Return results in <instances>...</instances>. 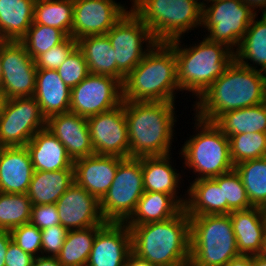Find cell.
<instances>
[{
  "mask_svg": "<svg viewBox=\"0 0 266 266\" xmlns=\"http://www.w3.org/2000/svg\"><path fill=\"white\" fill-rule=\"evenodd\" d=\"M266 102V73L247 68L235 59L192 106L199 119L215 122L231 110Z\"/></svg>",
  "mask_w": 266,
  "mask_h": 266,
  "instance_id": "1",
  "label": "cell"
},
{
  "mask_svg": "<svg viewBox=\"0 0 266 266\" xmlns=\"http://www.w3.org/2000/svg\"><path fill=\"white\" fill-rule=\"evenodd\" d=\"M225 266H252V255L240 254L231 259Z\"/></svg>",
  "mask_w": 266,
  "mask_h": 266,
  "instance_id": "48",
  "label": "cell"
},
{
  "mask_svg": "<svg viewBox=\"0 0 266 266\" xmlns=\"http://www.w3.org/2000/svg\"><path fill=\"white\" fill-rule=\"evenodd\" d=\"M189 217L192 266H225L240 255L229 214Z\"/></svg>",
  "mask_w": 266,
  "mask_h": 266,
  "instance_id": "8",
  "label": "cell"
},
{
  "mask_svg": "<svg viewBox=\"0 0 266 266\" xmlns=\"http://www.w3.org/2000/svg\"><path fill=\"white\" fill-rule=\"evenodd\" d=\"M76 47L77 41L68 36L62 43L40 54L35 59V65L37 69L57 70Z\"/></svg>",
  "mask_w": 266,
  "mask_h": 266,
  "instance_id": "42",
  "label": "cell"
},
{
  "mask_svg": "<svg viewBox=\"0 0 266 266\" xmlns=\"http://www.w3.org/2000/svg\"><path fill=\"white\" fill-rule=\"evenodd\" d=\"M11 241V232L7 230H0V266H5V255Z\"/></svg>",
  "mask_w": 266,
  "mask_h": 266,
  "instance_id": "46",
  "label": "cell"
},
{
  "mask_svg": "<svg viewBox=\"0 0 266 266\" xmlns=\"http://www.w3.org/2000/svg\"><path fill=\"white\" fill-rule=\"evenodd\" d=\"M34 171L74 169L65 146L47 129L39 130L26 144Z\"/></svg>",
  "mask_w": 266,
  "mask_h": 266,
  "instance_id": "24",
  "label": "cell"
},
{
  "mask_svg": "<svg viewBox=\"0 0 266 266\" xmlns=\"http://www.w3.org/2000/svg\"><path fill=\"white\" fill-rule=\"evenodd\" d=\"M175 106V102L124 101L131 158L172 154Z\"/></svg>",
  "mask_w": 266,
  "mask_h": 266,
  "instance_id": "2",
  "label": "cell"
},
{
  "mask_svg": "<svg viewBox=\"0 0 266 266\" xmlns=\"http://www.w3.org/2000/svg\"><path fill=\"white\" fill-rule=\"evenodd\" d=\"M124 266H155L150 261L139 258L136 254L131 252L126 260Z\"/></svg>",
  "mask_w": 266,
  "mask_h": 266,
  "instance_id": "49",
  "label": "cell"
},
{
  "mask_svg": "<svg viewBox=\"0 0 266 266\" xmlns=\"http://www.w3.org/2000/svg\"><path fill=\"white\" fill-rule=\"evenodd\" d=\"M46 128L65 146L73 161L95 154L87 118L69 111L49 117Z\"/></svg>",
  "mask_w": 266,
  "mask_h": 266,
  "instance_id": "20",
  "label": "cell"
},
{
  "mask_svg": "<svg viewBox=\"0 0 266 266\" xmlns=\"http://www.w3.org/2000/svg\"><path fill=\"white\" fill-rule=\"evenodd\" d=\"M34 256L22 250L13 240L5 255V266H31Z\"/></svg>",
  "mask_w": 266,
  "mask_h": 266,
  "instance_id": "45",
  "label": "cell"
},
{
  "mask_svg": "<svg viewBox=\"0 0 266 266\" xmlns=\"http://www.w3.org/2000/svg\"><path fill=\"white\" fill-rule=\"evenodd\" d=\"M234 169L242 179L250 204L266 209V157L241 162Z\"/></svg>",
  "mask_w": 266,
  "mask_h": 266,
  "instance_id": "35",
  "label": "cell"
},
{
  "mask_svg": "<svg viewBox=\"0 0 266 266\" xmlns=\"http://www.w3.org/2000/svg\"><path fill=\"white\" fill-rule=\"evenodd\" d=\"M183 207L169 194L145 191L126 225L161 222L176 216Z\"/></svg>",
  "mask_w": 266,
  "mask_h": 266,
  "instance_id": "30",
  "label": "cell"
},
{
  "mask_svg": "<svg viewBox=\"0 0 266 266\" xmlns=\"http://www.w3.org/2000/svg\"><path fill=\"white\" fill-rule=\"evenodd\" d=\"M181 39L167 42L175 52L177 80L181 95L191 92L198 99L218 79L235 59L234 52L222 43L209 41L206 36L185 46ZM197 43V44H196ZM187 91V92H186ZM195 96V97H194Z\"/></svg>",
  "mask_w": 266,
  "mask_h": 266,
  "instance_id": "5",
  "label": "cell"
},
{
  "mask_svg": "<svg viewBox=\"0 0 266 266\" xmlns=\"http://www.w3.org/2000/svg\"><path fill=\"white\" fill-rule=\"evenodd\" d=\"M257 17L258 14L254 16L234 52V58L247 68L266 73V13L259 20Z\"/></svg>",
  "mask_w": 266,
  "mask_h": 266,
  "instance_id": "28",
  "label": "cell"
},
{
  "mask_svg": "<svg viewBox=\"0 0 266 266\" xmlns=\"http://www.w3.org/2000/svg\"><path fill=\"white\" fill-rule=\"evenodd\" d=\"M106 35L115 51L117 79L123 84L125 77L157 42L150 29L131 9Z\"/></svg>",
  "mask_w": 266,
  "mask_h": 266,
  "instance_id": "11",
  "label": "cell"
},
{
  "mask_svg": "<svg viewBox=\"0 0 266 266\" xmlns=\"http://www.w3.org/2000/svg\"><path fill=\"white\" fill-rule=\"evenodd\" d=\"M213 179L219 186H223V215L253 207L248 199L242 179L235 169Z\"/></svg>",
  "mask_w": 266,
  "mask_h": 266,
  "instance_id": "39",
  "label": "cell"
},
{
  "mask_svg": "<svg viewBox=\"0 0 266 266\" xmlns=\"http://www.w3.org/2000/svg\"><path fill=\"white\" fill-rule=\"evenodd\" d=\"M124 158L115 155H97L74 160V180L99 200L111 186L118 164Z\"/></svg>",
  "mask_w": 266,
  "mask_h": 266,
  "instance_id": "19",
  "label": "cell"
},
{
  "mask_svg": "<svg viewBox=\"0 0 266 266\" xmlns=\"http://www.w3.org/2000/svg\"><path fill=\"white\" fill-rule=\"evenodd\" d=\"M132 252L155 266H184L190 262V217L183 208L161 222L127 225Z\"/></svg>",
  "mask_w": 266,
  "mask_h": 266,
  "instance_id": "3",
  "label": "cell"
},
{
  "mask_svg": "<svg viewBox=\"0 0 266 266\" xmlns=\"http://www.w3.org/2000/svg\"><path fill=\"white\" fill-rule=\"evenodd\" d=\"M32 203L27 194L0 192V230L11 231L30 222Z\"/></svg>",
  "mask_w": 266,
  "mask_h": 266,
  "instance_id": "36",
  "label": "cell"
},
{
  "mask_svg": "<svg viewBox=\"0 0 266 266\" xmlns=\"http://www.w3.org/2000/svg\"><path fill=\"white\" fill-rule=\"evenodd\" d=\"M36 0H0V39L20 41L33 23Z\"/></svg>",
  "mask_w": 266,
  "mask_h": 266,
  "instance_id": "29",
  "label": "cell"
},
{
  "mask_svg": "<svg viewBox=\"0 0 266 266\" xmlns=\"http://www.w3.org/2000/svg\"><path fill=\"white\" fill-rule=\"evenodd\" d=\"M2 93L6 99L31 97L35 92L37 67L20 41L1 42Z\"/></svg>",
  "mask_w": 266,
  "mask_h": 266,
  "instance_id": "14",
  "label": "cell"
},
{
  "mask_svg": "<svg viewBox=\"0 0 266 266\" xmlns=\"http://www.w3.org/2000/svg\"><path fill=\"white\" fill-rule=\"evenodd\" d=\"M103 225L68 230L60 253L56 256L62 266H86L97 231Z\"/></svg>",
  "mask_w": 266,
  "mask_h": 266,
  "instance_id": "33",
  "label": "cell"
},
{
  "mask_svg": "<svg viewBox=\"0 0 266 266\" xmlns=\"http://www.w3.org/2000/svg\"><path fill=\"white\" fill-rule=\"evenodd\" d=\"M129 8L156 42L183 38L189 30L202 26V5L197 0H136Z\"/></svg>",
  "mask_w": 266,
  "mask_h": 266,
  "instance_id": "7",
  "label": "cell"
},
{
  "mask_svg": "<svg viewBox=\"0 0 266 266\" xmlns=\"http://www.w3.org/2000/svg\"><path fill=\"white\" fill-rule=\"evenodd\" d=\"M184 209L188 216L223 215V186L213 178L189 183Z\"/></svg>",
  "mask_w": 266,
  "mask_h": 266,
  "instance_id": "27",
  "label": "cell"
},
{
  "mask_svg": "<svg viewBox=\"0 0 266 266\" xmlns=\"http://www.w3.org/2000/svg\"><path fill=\"white\" fill-rule=\"evenodd\" d=\"M131 252L130 228L125 223L106 222L96 233L86 266H124Z\"/></svg>",
  "mask_w": 266,
  "mask_h": 266,
  "instance_id": "18",
  "label": "cell"
},
{
  "mask_svg": "<svg viewBox=\"0 0 266 266\" xmlns=\"http://www.w3.org/2000/svg\"><path fill=\"white\" fill-rule=\"evenodd\" d=\"M56 71L70 89L90 74L84 54L78 47L70 53Z\"/></svg>",
  "mask_w": 266,
  "mask_h": 266,
  "instance_id": "40",
  "label": "cell"
},
{
  "mask_svg": "<svg viewBox=\"0 0 266 266\" xmlns=\"http://www.w3.org/2000/svg\"><path fill=\"white\" fill-rule=\"evenodd\" d=\"M74 182V169L34 171L27 195L32 205L53 204Z\"/></svg>",
  "mask_w": 266,
  "mask_h": 266,
  "instance_id": "26",
  "label": "cell"
},
{
  "mask_svg": "<svg viewBox=\"0 0 266 266\" xmlns=\"http://www.w3.org/2000/svg\"><path fill=\"white\" fill-rule=\"evenodd\" d=\"M171 155L141 157L144 191L169 194L184 208L186 192L178 195L183 175L173 165Z\"/></svg>",
  "mask_w": 266,
  "mask_h": 266,
  "instance_id": "22",
  "label": "cell"
},
{
  "mask_svg": "<svg viewBox=\"0 0 266 266\" xmlns=\"http://www.w3.org/2000/svg\"><path fill=\"white\" fill-rule=\"evenodd\" d=\"M46 121L33 96L6 99L0 117V146H26L39 130L46 128Z\"/></svg>",
  "mask_w": 266,
  "mask_h": 266,
  "instance_id": "12",
  "label": "cell"
},
{
  "mask_svg": "<svg viewBox=\"0 0 266 266\" xmlns=\"http://www.w3.org/2000/svg\"><path fill=\"white\" fill-rule=\"evenodd\" d=\"M68 36L61 30L41 24H32L20 40L35 60L40 54L62 43Z\"/></svg>",
  "mask_w": 266,
  "mask_h": 266,
  "instance_id": "38",
  "label": "cell"
},
{
  "mask_svg": "<svg viewBox=\"0 0 266 266\" xmlns=\"http://www.w3.org/2000/svg\"><path fill=\"white\" fill-rule=\"evenodd\" d=\"M252 266H266V254L252 255Z\"/></svg>",
  "mask_w": 266,
  "mask_h": 266,
  "instance_id": "51",
  "label": "cell"
},
{
  "mask_svg": "<svg viewBox=\"0 0 266 266\" xmlns=\"http://www.w3.org/2000/svg\"><path fill=\"white\" fill-rule=\"evenodd\" d=\"M122 86L123 101L175 102L181 90L174 49L167 42L155 43Z\"/></svg>",
  "mask_w": 266,
  "mask_h": 266,
  "instance_id": "4",
  "label": "cell"
},
{
  "mask_svg": "<svg viewBox=\"0 0 266 266\" xmlns=\"http://www.w3.org/2000/svg\"><path fill=\"white\" fill-rule=\"evenodd\" d=\"M116 0H73L72 38L105 35L129 11ZM126 7V8H125Z\"/></svg>",
  "mask_w": 266,
  "mask_h": 266,
  "instance_id": "16",
  "label": "cell"
},
{
  "mask_svg": "<svg viewBox=\"0 0 266 266\" xmlns=\"http://www.w3.org/2000/svg\"><path fill=\"white\" fill-rule=\"evenodd\" d=\"M83 52L90 74L106 75L117 79L115 51L108 36L89 35L77 40Z\"/></svg>",
  "mask_w": 266,
  "mask_h": 266,
  "instance_id": "31",
  "label": "cell"
},
{
  "mask_svg": "<svg viewBox=\"0 0 266 266\" xmlns=\"http://www.w3.org/2000/svg\"><path fill=\"white\" fill-rule=\"evenodd\" d=\"M209 3L202 6L204 36L235 52L256 13L242 0H214Z\"/></svg>",
  "mask_w": 266,
  "mask_h": 266,
  "instance_id": "9",
  "label": "cell"
},
{
  "mask_svg": "<svg viewBox=\"0 0 266 266\" xmlns=\"http://www.w3.org/2000/svg\"><path fill=\"white\" fill-rule=\"evenodd\" d=\"M214 123L227 137L241 133H266V102L225 112Z\"/></svg>",
  "mask_w": 266,
  "mask_h": 266,
  "instance_id": "32",
  "label": "cell"
},
{
  "mask_svg": "<svg viewBox=\"0 0 266 266\" xmlns=\"http://www.w3.org/2000/svg\"><path fill=\"white\" fill-rule=\"evenodd\" d=\"M61 225L67 230L84 229L106 223L100 200L74 182L55 203Z\"/></svg>",
  "mask_w": 266,
  "mask_h": 266,
  "instance_id": "17",
  "label": "cell"
},
{
  "mask_svg": "<svg viewBox=\"0 0 266 266\" xmlns=\"http://www.w3.org/2000/svg\"><path fill=\"white\" fill-rule=\"evenodd\" d=\"M248 5L256 14L261 11L266 13V0H242Z\"/></svg>",
  "mask_w": 266,
  "mask_h": 266,
  "instance_id": "50",
  "label": "cell"
},
{
  "mask_svg": "<svg viewBox=\"0 0 266 266\" xmlns=\"http://www.w3.org/2000/svg\"><path fill=\"white\" fill-rule=\"evenodd\" d=\"M87 124L95 154L130 158L124 101L112 110L88 117Z\"/></svg>",
  "mask_w": 266,
  "mask_h": 266,
  "instance_id": "15",
  "label": "cell"
},
{
  "mask_svg": "<svg viewBox=\"0 0 266 266\" xmlns=\"http://www.w3.org/2000/svg\"><path fill=\"white\" fill-rule=\"evenodd\" d=\"M0 93H2V60H1V43H0Z\"/></svg>",
  "mask_w": 266,
  "mask_h": 266,
  "instance_id": "53",
  "label": "cell"
},
{
  "mask_svg": "<svg viewBox=\"0 0 266 266\" xmlns=\"http://www.w3.org/2000/svg\"><path fill=\"white\" fill-rule=\"evenodd\" d=\"M68 230L61 224L41 230V255L56 257L65 242Z\"/></svg>",
  "mask_w": 266,
  "mask_h": 266,
  "instance_id": "43",
  "label": "cell"
},
{
  "mask_svg": "<svg viewBox=\"0 0 266 266\" xmlns=\"http://www.w3.org/2000/svg\"><path fill=\"white\" fill-rule=\"evenodd\" d=\"M30 223L40 230L61 224L56 204L32 205Z\"/></svg>",
  "mask_w": 266,
  "mask_h": 266,
  "instance_id": "44",
  "label": "cell"
},
{
  "mask_svg": "<svg viewBox=\"0 0 266 266\" xmlns=\"http://www.w3.org/2000/svg\"><path fill=\"white\" fill-rule=\"evenodd\" d=\"M140 158H124L114 180L100 200V209L106 222L125 223L144 193Z\"/></svg>",
  "mask_w": 266,
  "mask_h": 266,
  "instance_id": "10",
  "label": "cell"
},
{
  "mask_svg": "<svg viewBox=\"0 0 266 266\" xmlns=\"http://www.w3.org/2000/svg\"><path fill=\"white\" fill-rule=\"evenodd\" d=\"M239 254H263L266 247V209L251 207L230 214Z\"/></svg>",
  "mask_w": 266,
  "mask_h": 266,
  "instance_id": "21",
  "label": "cell"
},
{
  "mask_svg": "<svg viewBox=\"0 0 266 266\" xmlns=\"http://www.w3.org/2000/svg\"><path fill=\"white\" fill-rule=\"evenodd\" d=\"M34 169L26 146L1 147L0 192L27 194Z\"/></svg>",
  "mask_w": 266,
  "mask_h": 266,
  "instance_id": "23",
  "label": "cell"
},
{
  "mask_svg": "<svg viewBox=\"0 0 266 266\" xmlns=\"http://www.w3.org/2000/svg\"><path fill=\"white\" fill-rule=\"evenodd\" d=\"M123 102L122 83L111 76L89 74L71 89L70 112L88 118Z\"/></svg>",
  "mask_w": 266,
  "mask_h": 266,
  "instance_id": "13",
  "label": "cell"
},
{
  "mask_svg": "<svg viewBox=\"0 0 266 266\" xmlns=\"http://www.w3.org/2000/svg\"><path fill=\"white\" fill-rule=\"evenodd\" d=\"M202 6L214 0H197Z\"/></svg>",
  "mask_w": 266,
  "mask_h": 266,
  "instance_id": "54",
  "label": "cell"
},
{
  "mask_svg": "<svg viewBox=\"0 0 266 266\" xmlns=\"http://www.w3.org/2000/svg\"><path fill=\"white\" fill-rule=\"evenodd\" d=\"M73 0H36L32 24L57 28L72 37Z\"/></svg>",
  "mask_w": 266,
  "mask_h": 266,
  "instance_id": "34",
  "label": "cell"
},
{
  "mask_svg": "<svg viewBox=\"0 0 266 266\" xmlns=\"http://www.w3.org/2000/svg\"><path fill=\"white\" fill-rule=\"evenodd\" d=\"M12 240L25 252L34 257L41 256V230L29 223H25L19 227L12 229Z\"/></svg>",
  "mask_w": 266,
  "mask_h": 266,
  "instance_id": "41",
  "label": "cell"
},
{
  "mask_svg": "<svg viewBox=\"0 0 266 266\" xmlns=\"http://www.w3.org/2000/svg\"><path fill=\"white\" fill-rule=\"evenodd\" d=\"M194 135H190L179 152L183 167L192 170L197 177L214 178L234 169L230 157L229 138L214 123L194 116ZM196 127V128H195Z\"/></svg>",
  "mask_w": 266,
  "mask_h": 266,
  "instance_id": "6",
  "label": "cell"
},
{
  "mask_svg": "<svg viewBox=\"0 0 266 266\" xmlns=\"http://www.w3.org/2000/svg\"><path fill=\"white\" fill-rule=\"evenodd\" d=\"M6 101L5 95L3 93H0V117L2 114L3 106Z\"/></svg>",
  "mask_w": 266,
  "mask_h": 266,
  "instance_id": "52",
  "label": "cell"
},
{
  "mask_svg": "<svg viewBox=\"0 0 266 266\" xmlns=\"http://www.w3.org/2000/svg\"><path fill=\"white\" fill-rule=\"evenodd\" d=\"M228 138L234 166L247 160L266 157V133H241Z\"/></svg>",
  "mask_w": 266,
  "mask_h": 266,
  "instance_id": "37",
  "label": "cell"
},
{
  "mask_svg": "<svg viewBox=\"0 0 266 266\" xmlns=\"http://www.w3.org/2000/svg\"><path fill=\"white\" fill-rule=\"evenodd\" d=\"M70 96L71 89L62 81L56 70L37 69L33 97L46 119L69 112Z\"/></svg>",
  "mask_w": 266,
  "mask_h": 266,
  "instance_id": "25",
  "label": "cell"
},
{
  "mask_svg": "<svg viewBox=\"0 0 266 266\" xmlns=\"http://www.w3.org/2000/svg\"><path fill=\"white\" fill-rule=\"evenodd\" d=\"M31 266H62L57 257L38 256L34 257Z\"/></svg>",
  "mask_w": 266,
  "mask_h": 266,
  "instance_id": "47",
  "label": "cell"
}]
</instances>
